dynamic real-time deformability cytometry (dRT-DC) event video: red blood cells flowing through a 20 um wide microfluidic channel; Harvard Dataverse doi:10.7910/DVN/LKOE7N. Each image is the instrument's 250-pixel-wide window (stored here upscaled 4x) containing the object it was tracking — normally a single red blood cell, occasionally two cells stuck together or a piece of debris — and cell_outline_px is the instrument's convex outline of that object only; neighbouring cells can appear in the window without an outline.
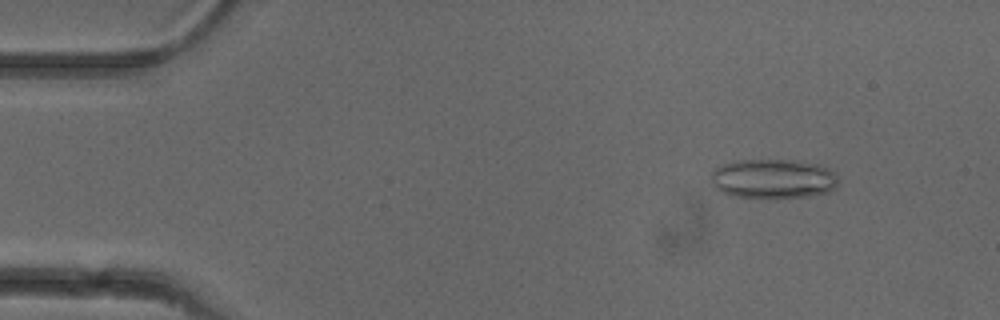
{"species": "common noctule bat (a hibernating species)", "species_latin": "Nyctalus noctula", "temperature_condition": "cold", "stored_images_in_passage": 52, "camera_frame_rate_fps": 3000, "um_per_image_px": 0.085, "animal": {"sex": "female"}, "frame": {"image": 1, "passage_image": 6, "time_ms": 1.667, "image_size_px": [1000, 320], "cell_outline_px": [[836, 184], [828, 192], [808, 196], [776, 200], [728, 196], [720, 192], [712, 184], [712, 172], [716, 168], [724, 164], [740, 160], [796, 160], [820, 164], [836, 172]], "centroid_in_image_um": [65.71, 15.23], "position_along_channel_um": 19.3, "area_um2": 29.94}}
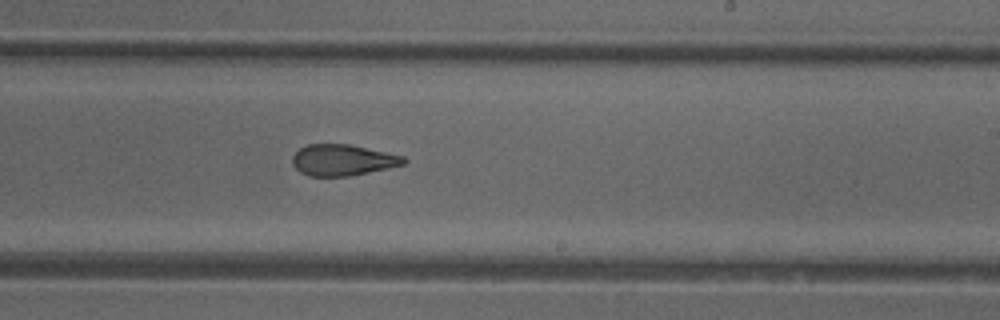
{"frame": {"image": 2, "passage_image": 31, "time_ms": 10.0, "image_size_px": [1000, 320], "cell_outline_px": [[408, 160], [404, 164], [388, 168], [352, 176], [308, 176], [300, 172], [292, 164], [292, 156], [300, 148], [308, 144], [348, 144], [404, 156]], "centroid_in_image_um": [29.12, 13.61], "position_along_channel_um": 259.9, "area_um2": 20.23}}
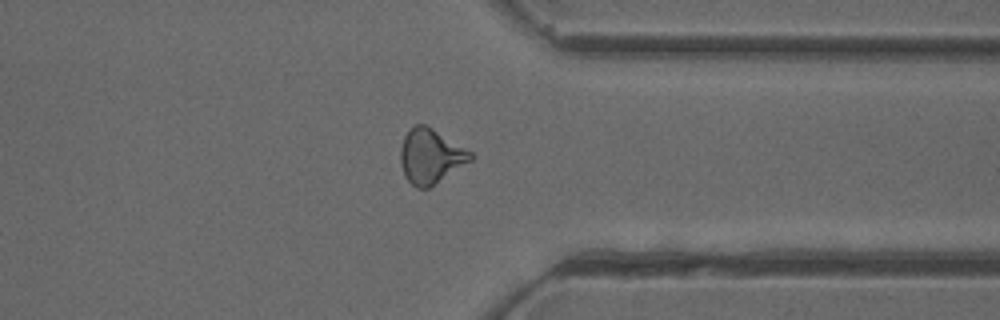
{"frame": {"image": 3, "passage_image": 40, "time_ms": 13.0, "image_size_px": [1000, 320], "cell_outline_px": [[472, 160], [428, 188], [416, 188], [404, 176], [400, 164], [400, 148], [404, 136], [416, 124], [424, 124], [432, 128], [472, 152]], "centroid_in_image_um": [36.57, 13.29], "position_along_channel_um": 374.8, "area_um2": 22.02}, "authors_computed_cell_mechanics": {"area_um2": 22.0796, "velocity_mm_per_s": 3.9711, "shape_relaxation_time_tau1_ms": null, "shape_relaxation_time_tau2_ms": 2.0777, "deformation_change_tau1": null, "deformation_change_tau2": 0.1051}}